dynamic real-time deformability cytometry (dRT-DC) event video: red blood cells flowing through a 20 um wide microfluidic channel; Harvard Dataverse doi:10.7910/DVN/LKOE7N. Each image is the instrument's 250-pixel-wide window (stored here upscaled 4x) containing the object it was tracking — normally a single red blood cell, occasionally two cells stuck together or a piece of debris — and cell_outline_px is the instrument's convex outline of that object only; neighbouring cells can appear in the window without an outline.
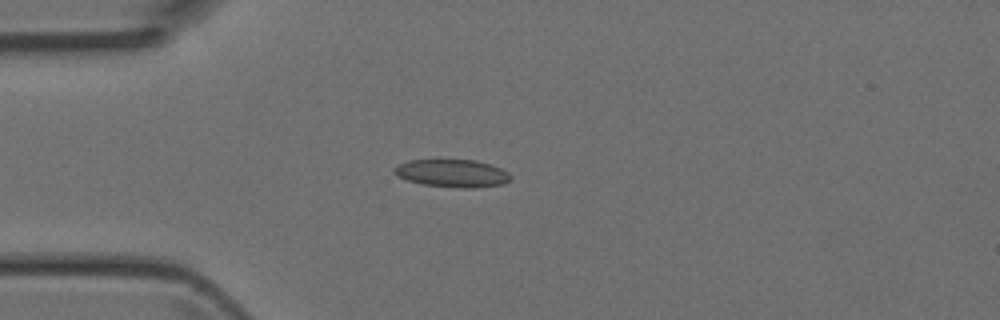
{"species": "Egyptian fruit bat (a non-hibernating species)", "species_latin": "Rousettus aegyptiacus", "temperature_condition": "room temperature", "stored_images_in_passage": 46, "camera_frame_rate_fps": 3000, "um_per_image_px": 0.085, "animal": {"sex": "female"}, "frame": {"image": 1, "passage_image": 12, "time_ms": 3.667, "image_size_px": [1000, 320], "cell_outline_px": [[512, 180], [504, 184], [472, 188], [464, 188], [424, 184], [408, 180], [396, 176], [392, 172], [392, 168], [408, 160], [476, 160], [500, 168], [508, 172], [512, 176]], "centroid_in_image_um": [38.45, 14.73], "position_along_channel_um": 46.6, "area_um2": 18.79}}
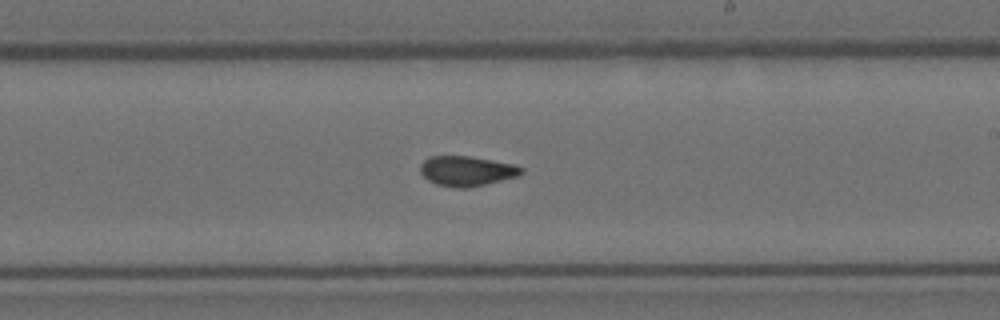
{"frame": {"image": 2, "passage_image": 27, "time_ms": 8.667, "image_size_px": [1000, 320], "cell_outline_px": [[524, 172], [520, 176], [468, 188], [456, 188], [436, 184], [428, 180], [420, 172], [420, 164], [428, 156], [468, 156], [492, 160], [512, 164], [524, 168]], "centroid_in_image_um": [39.67, 14.54], "position_along_channel_um": 249.3, "area_um2": 17.74}}
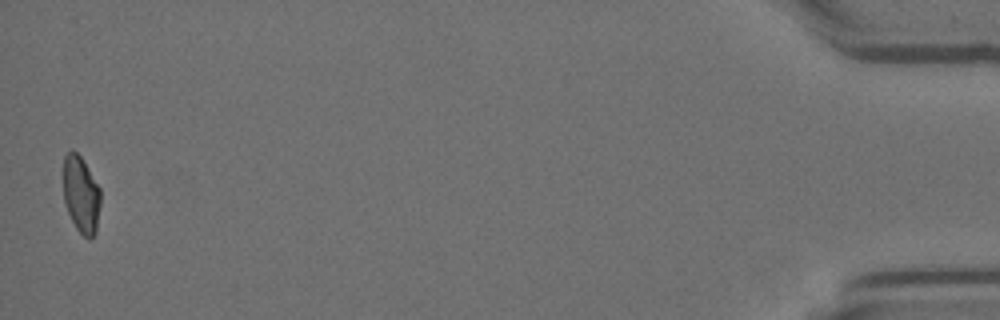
{"frame": {"image": 3, "passage_image": 46, "time_ms": 15.0, "image_size_px": [1000, 320], "cell_outline_px": [[100, 204], [96, 232], [88, 240], [76, 228], [68, 212], [64, 200], [64, 156], [72, 148], [80, 156], [100, 188]], "centroid_in_image_um": [6.89, 16.54], "position_along_channel_um": 428.3, "area_um2": 16.47}}